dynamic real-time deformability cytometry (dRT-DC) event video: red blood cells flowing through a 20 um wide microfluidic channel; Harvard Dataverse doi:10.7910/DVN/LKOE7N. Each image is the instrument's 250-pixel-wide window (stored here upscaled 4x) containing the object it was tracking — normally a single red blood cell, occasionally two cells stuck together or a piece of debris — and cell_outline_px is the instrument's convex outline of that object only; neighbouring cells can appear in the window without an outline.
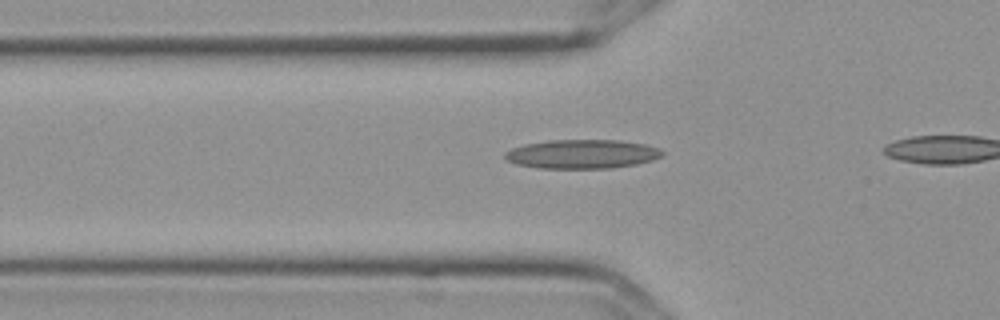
{"species": "Egyptian fruit bat (a non-hibernating species)", "species_latin": "Rousettus aegyptiacus", "temperature_condition": "cold", "stored_images_in_passage": 12, "camera_frame_rate_fps": 3000, "um_per_image_px": 0.085, "frame": {"image": 1, "passage_image": 6, "time_ms": 1.667, "image_size_px": [1000, 320], "cell_outline_px": [[664, 152], [660, 156], [652, 160], [636, 164], [612, 168], [540, 168], [516, 164], [508, 160], [504, 156], [504, 152], [512, 148], [524, 144], [548, 140], [620, 140], [644, 144], [660, 148]], "centroid_in_image_um": [49.47, 13.09], "position_along_channel_um": 76.3, "area_um2": 26.59}}
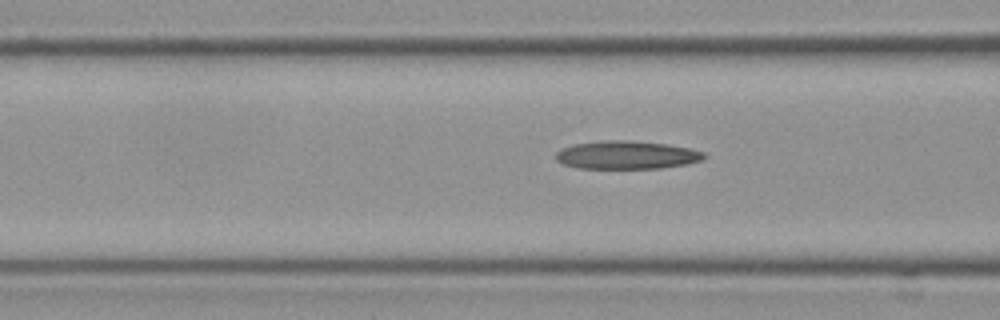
{"frame": {"image": 2, "passage_image": 9, "time_ms": 2.667, "image_size_px": [1000, 320], "cell_outline_px": [[708, 156], [704, 160], [688, 164], [660, 168], [580, 168], [564, 164], [556, 160], [556, 152], [560, 148], [572, 144], [604, 140], [624, 140], [668, 144], [692, 148], [704, 152]], "centroid_in_image_um": [53.31, 13.17], "position_along_channel_um": 113.3, "area_um2": 24.57}}